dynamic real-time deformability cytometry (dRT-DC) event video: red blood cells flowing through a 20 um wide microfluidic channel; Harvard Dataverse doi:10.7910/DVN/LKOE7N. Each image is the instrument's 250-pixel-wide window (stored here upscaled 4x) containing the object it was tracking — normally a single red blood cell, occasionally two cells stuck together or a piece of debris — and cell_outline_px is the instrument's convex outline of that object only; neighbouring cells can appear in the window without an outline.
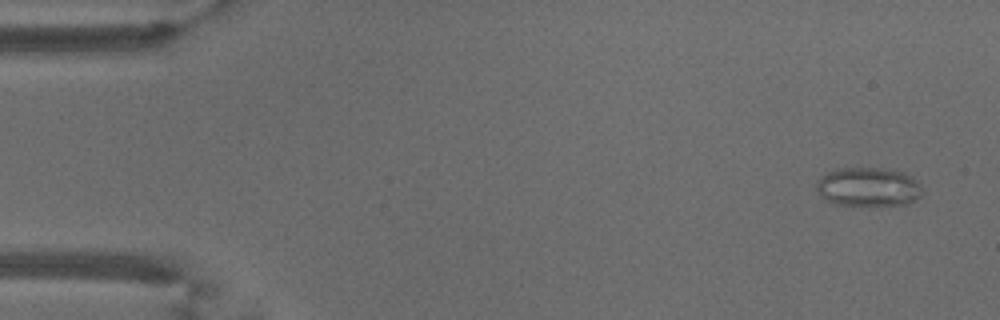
{"species": "common noctule bat (a hibernating species)", "species_latin": "Nyctalus noctula", "temperature_condition": "warm", "stored_images_in_passage": 52, "camera_frame_rate_fps": 3000, "um_per_image_px": 0.085, "animal": {"sex": "male", "body_mass_g": 18.8}, "frame": {"image": 1, "passage_image": 3, "time_ms": 0.667, "image_size_px": [1000, 320], "cell_outline_px": [[924, 192], [916, 200], [908, 204], [868, 208], [832, 204], [820, 196], [816, 188], [816, 180], [820, 176], [836, 168], [880, 168], [904, 172], [912, 176], [920, 184]], "centroid_in_image_um": [73.8, 15.94], "position_along_channel_um": 11.2, "area_um2": 25.2}}
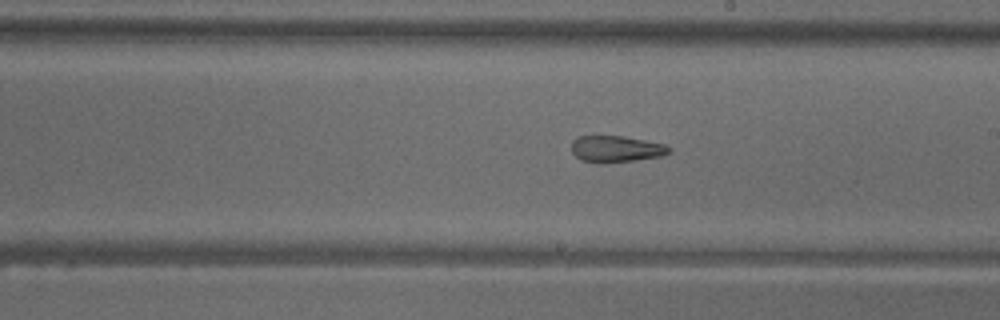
{"frame": {"image": 2, "passage_image": 30, "time_ms": 9.667, "image_size_px": [1000, 320], "cell_outline_px": [[672, 152], [660, 156], [636, 160], [604, 164], [596, 164], [580, 160], [572, 152], [572, 140], [576, 136], [624, 136], [664, 144], [672, 148]], "centroid_in_image_um": [52.34, 12.68], "position_along_channel_um": 236.7, "area_um2": 15.37}}
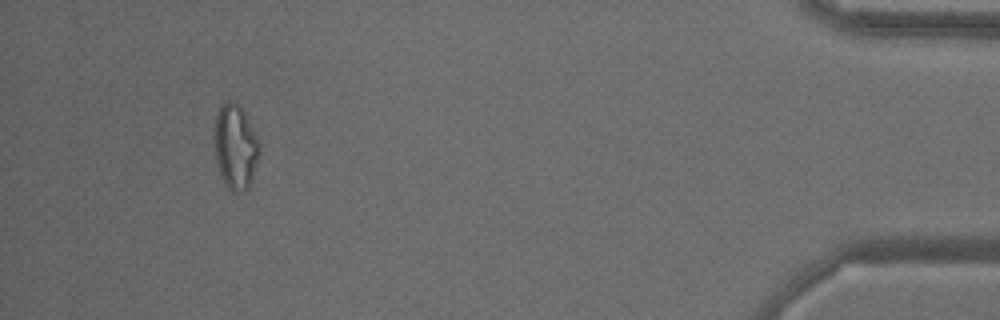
{"frame": {"image": 3, "passage_image": 49, "time_ms": 16.0, "image_size_px": [1000, 320], "cell_outline_px": [[260, 152], [248, 188], [244, 192], [232, 192], [224, 184], [220, 176], [216, 160], [212, 140], [212, 136], [216, 116], [220, 104], [228, 100], [236, 104], [244, 112], [260, 140]], "centroid_in_image_um": [19.98, 12.48], "position_along_channel_um": 415.2, "area_um2": 22.72}, "authors_computed_cell_mechanics": {"area_um2": 19.8543, "velocity_mm_per_s": 3.8639, "shape_relaxation_time_tau1_ms": null, "shape_relaxation_time_tau2_ms": 2.5108, "deformation_change_tau1": null, "deformation_change_tau2": 0.1065}}